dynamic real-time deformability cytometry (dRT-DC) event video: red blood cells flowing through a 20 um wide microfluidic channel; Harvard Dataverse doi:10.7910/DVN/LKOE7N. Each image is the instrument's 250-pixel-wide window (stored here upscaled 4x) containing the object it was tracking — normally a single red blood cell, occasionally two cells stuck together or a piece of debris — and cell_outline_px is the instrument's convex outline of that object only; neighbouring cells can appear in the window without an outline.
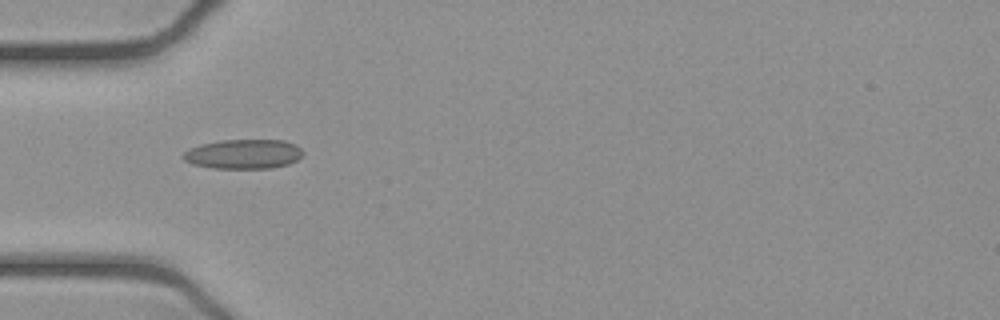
{"species": "common noctule bat (a hibernating species)", "species_latin": "Nyctalus noctula", "temperature_condition": "cold", "stored_images_in_passage": 37, "camera_frame_rate_fps": 3000, "um_per_image_px": 0.085, "animal": {"sex": "female", "body_mass_g": 21.9}, "frame": {"image": 1, "passage_image": 1, "time_ms": 0.0, "image_size_px": [1000, 320], "cell_outline_px": [[304, 152], [296, 160], [288, 164], [268, 168], [212, 168], [192, 164], [184, 160], [180, 156], [188, 148], [200, 144], [224, 140], [284, 140], [296, 144]], "centroid_in_image_um": [20.66, 13.09], "position_along_channel_um": 64.3, "area_um2": 20.63}}
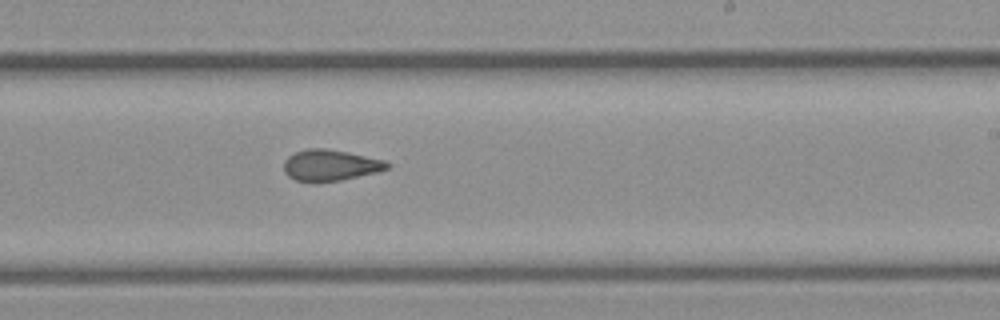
{"frame": {"image": 2, "passage_image": 16, "time_ms": 5.0, "image_size_px": [1000, 320], "cell_outline_px": [[392, 164], [388, 168], [376, 172], [340, 180], [296, 180], [288, 176], [284, 172], [284, 160], [288, 156], [296, 152], [308, 148], [324, 148], [348, 152], [384, 160]], "centroid_in_image_um": [28.08, 14.01], "position_along_channel_um": 260.9, "area_um2": 18.32}}
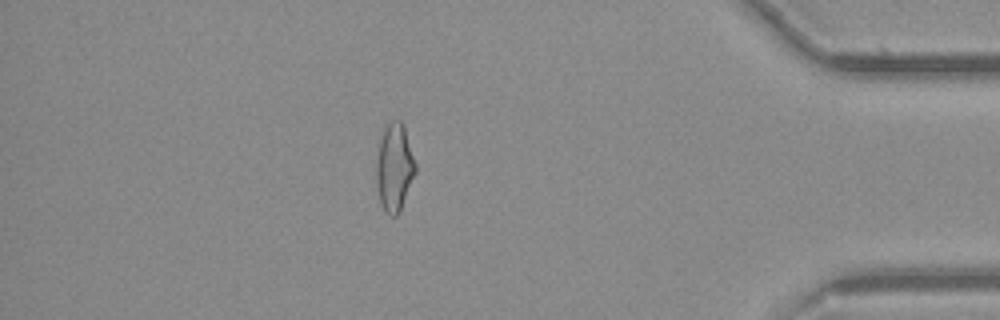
{"frame": {"image": 3, "passage_image": 30, "time_ms": 9.667, "image_size_px": [1000, 320], "cell_outline_px": [[416, 172], [400, 212], [396, 216], [388, 216], [384, 212], [380, 204], [376, 184], [376, 156], [384, 124], [392, 120], [400, 120], [404, 124], [416, 164]], "centroid_in_image_um": [33.51, 14.23], "position_along_channel_um": 401.7, "area_um2": 20.58}, "authors_computed_cell_mechanics": {"area_um2": 19.363, "velocity_mm_per_s": 3.9293, "shape_relaxation_time_tau1_ms": null, "shape_relaxation_time_tau2_ms": 2.2023, "deformation_change_tau1": null, "deformation_change_tau2": 0.0918}}